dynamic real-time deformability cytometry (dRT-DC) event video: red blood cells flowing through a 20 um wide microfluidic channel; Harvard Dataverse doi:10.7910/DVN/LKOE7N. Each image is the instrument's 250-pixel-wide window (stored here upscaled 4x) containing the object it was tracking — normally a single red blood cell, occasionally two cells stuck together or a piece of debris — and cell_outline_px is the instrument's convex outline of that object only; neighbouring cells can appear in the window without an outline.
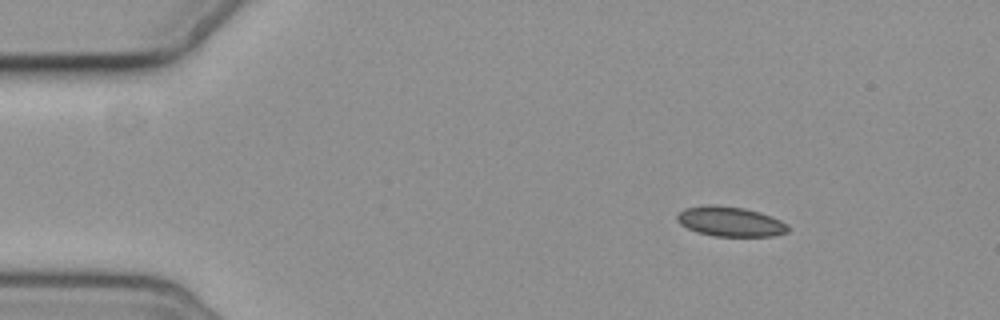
{"species": "common noctule bat (a hibernating species)", "species_latin": "Nyctalus noctula", "temperature_condition": "cold", "stored_images_in_passage": 6, "camera_frame_rate_fps": 3000, "um_per_image_px": 0.085, "animal": {"sex": "female", "body_mass_g": 19.3, "forearm_length_mm": 54.1}, "frame": {"image": 1, "passage_image": 1, "time_ms": 0.0, "image_size_px": [1000, 320], "cell_outline_px": [[788, 232], [772, 236], [712, 236], [696, 232], [680, 224], [676, 220], [676, 216], [684, 208], [708, 204], [712, 204], [744, 208], [760, 212], [772, 216], [788, 224]], "centroid_in_image_um": [62.06, 18.83], "position_along_channel_um": 22.9, "area_um2": 19.42}}
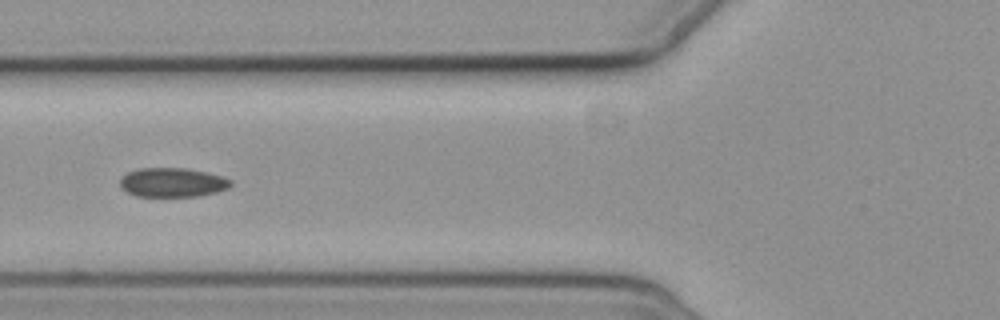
{"frame": {"image": 2, "passage_image": 5, "time_ms": 4.667, "image_size_px": [1000, 320], "cell_outline_px": [[232, 184], [228, 188], [216, 192], [200, 196], [136, 196], [120, 188], [120, 176], [128, 172], [140, 168], [184, 168], [204, 172], [220, 176], [232, 180]], "centroid_in_image_um": [14.62, 15.51], "position_along_channel_um": 111.2, "area_um2": 18.79}}
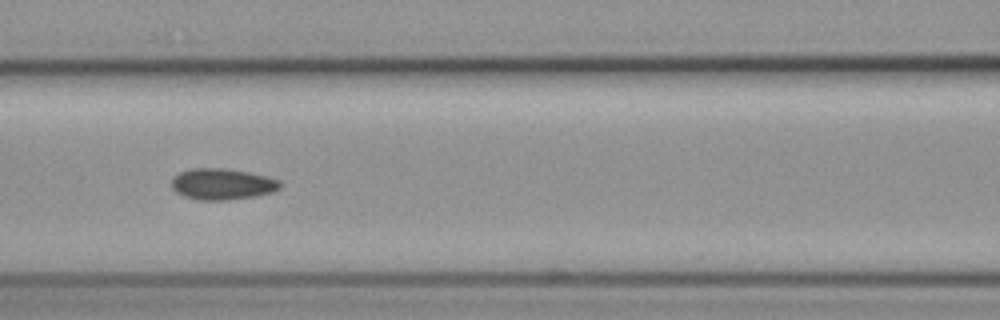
{"frame": {"image": 3, "passage_image": 6, "time_ms": 5.667, "image_size_px": [1000, 320], "cell_outline_px": [[284, 184], [280, 188], [272, 192], [256, 196], [228, 200], [196, 200], [184, 196], [176, 192], [172, 188], [172, 176], [180, 172], [192, 168], [224, 168], [248, 172], [280, 180]], "centroid_in_image_um": [18.89, 15.65], "position_along_channel_um": 147.7, "area_um2": 19.88}}